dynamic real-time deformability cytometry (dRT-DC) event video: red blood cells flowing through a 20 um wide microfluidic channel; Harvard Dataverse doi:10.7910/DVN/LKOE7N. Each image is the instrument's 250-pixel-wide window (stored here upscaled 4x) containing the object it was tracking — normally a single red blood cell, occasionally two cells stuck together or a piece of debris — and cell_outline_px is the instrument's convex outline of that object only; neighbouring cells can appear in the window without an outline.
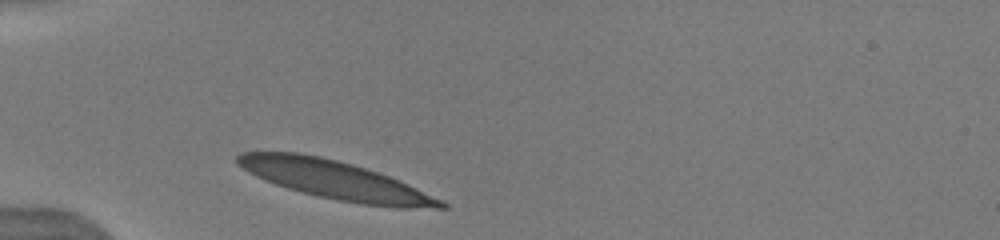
{"species": "human", "species_latin": "Homo sapiens", "temperature_condition": "warm", "stored_images_in_passage": 7, "camera_frame_rate_fps": 3000, "um_per_image_px": 0.085, "donor": {"sex": "male"}, "frame": {"image": 1, "passage_image": 1, "time_ms": 0.0, "image_size_px": [1000, 240], "cell_outline_px": [[448, 208], [396, 208], [360, 204], [336, 200], [288, 188], [264, 180], [248, 172], [236, 164], [236, 156], [240, 152], [300, 152], [320, 156], [352, 164], [400, 180], [444, 200], [448, 204]], "centroid_in_image_um": [28.52, 15.31], "position_along_channel_um": 56.5, "area_um2": 45.37}}